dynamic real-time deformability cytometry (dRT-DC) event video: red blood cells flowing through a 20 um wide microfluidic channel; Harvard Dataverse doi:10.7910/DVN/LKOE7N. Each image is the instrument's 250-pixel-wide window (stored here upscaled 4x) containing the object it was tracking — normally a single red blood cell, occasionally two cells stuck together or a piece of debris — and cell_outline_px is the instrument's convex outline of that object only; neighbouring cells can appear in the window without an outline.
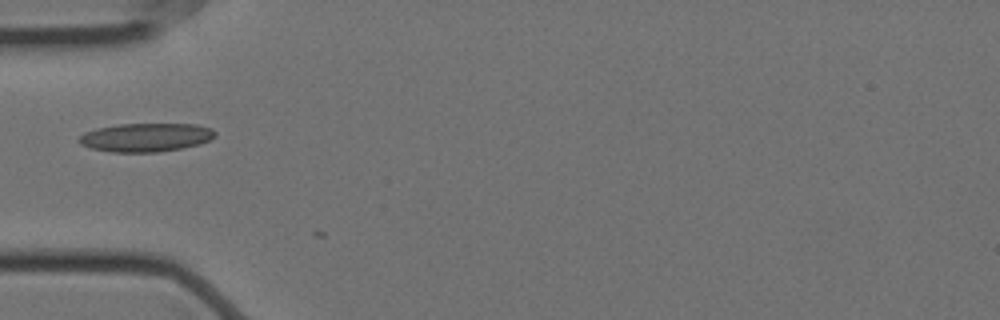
{"species": "Egyptian fruit bat (a non-hibernating species)", "species_latin": "Rousettus aegyptiacus", "temperature_condition": "cold", "stored_images_in_passage": 8, "camera_frame_rate_fps": 3000, "um_per_image_px": 0.085, "animal": {"sex": "female"}, "frame": {"image": 1, "passage_image": 3, "time_ms": 0.667, "image_size_px": [1000, 320], "cell_outline_px": [[216, 136], [200, 144], [160, 152], [112, 152], [92, 148], [80, 144], [76, 140], [84, 132], [96, 128], [120, 124], [196, 124], [212, 128], [216, 132]], "centroid_in_image_um": [12.39, 11.67], "position_along_channel_um": 72.6, "area_um2": 22.72}}
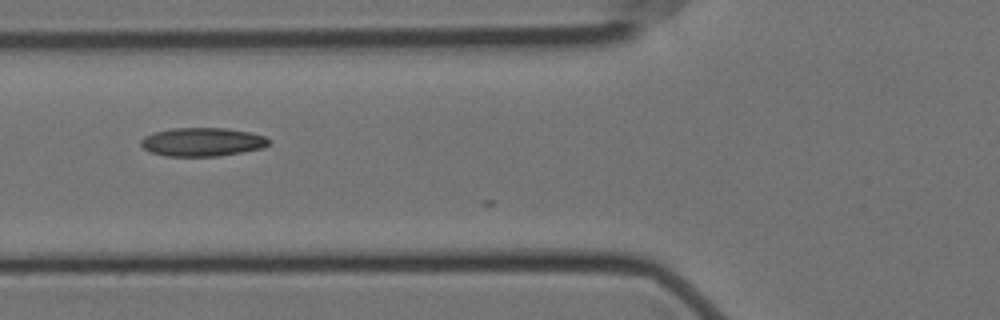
{"frame": {"image": 2, "passage_image": 6, "time_ms": 1.667, "image_size_px": [1000, 320], "cell_outline_px": [[272, 140], [264, 148], [220, 156], [164, 156], [152, 152], [144, 148], [140, 144], [140, 140], [144, 136], [152, 132], [172, 128], [224, 128], [252, 132], [264, 136]], "centroid_in_image_um": [17.21, 12.06], "position_along_channel_um": 108.6, "area_um2": 21.5}}